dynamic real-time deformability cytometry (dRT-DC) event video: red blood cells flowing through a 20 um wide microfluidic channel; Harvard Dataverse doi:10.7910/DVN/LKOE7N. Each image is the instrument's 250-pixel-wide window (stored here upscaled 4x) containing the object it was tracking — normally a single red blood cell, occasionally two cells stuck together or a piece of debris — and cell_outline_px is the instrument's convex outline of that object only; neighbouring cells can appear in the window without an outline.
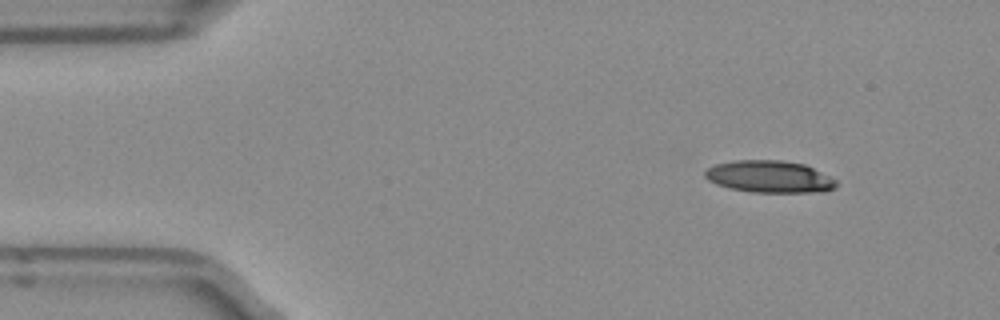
{"species": "Egyptian fruit bat (a non-hibernating species)", "species_latin": "Rousettus aegyptiacus", "temperature_condition": "room temperature", "stored_images_in_passage": 4, "segment_of_instrument_passage": [1, 2], "camera_frame_rate_fps": 3000, "um_per_image_px": 0.085, "frame": {"image": 1, "passage_image": 1, "time_ms": 0.0, "image_size_px": [1000, 320], "cell_outline_px": [[836, 188], [824, 192], [752, 192], [728, 188], [716, 184], [708, 180], [704, 176], [704, 172], [708, 168], [716, 164], [732, 160], [780, 160], [804, 164], [836, 180]], "centroid_in_image_um": [65.38, 15.02], "position_along_channel_um": 19.6, "area_um2": 24.51}}